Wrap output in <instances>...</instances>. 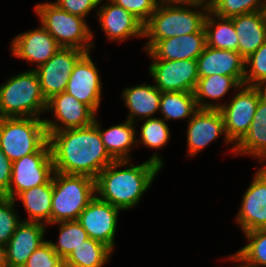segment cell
<instances>
[{"label": "cell", "mask_w": 266, "mask_h": 267, "mask_svg": "<svg viewBox=\"0 0 266 267\" xmlns=\"http://www.w3.org/2000/svg\"><path fill=\"white\" fill-rule=\"evenodd\" d=\"M47 133L56 172L96 179L114 161L104 147L96 117L86 127Z\"/></svg>", "instance_id": "cell-1"}, {"label": "cell", "mask_w": 266, "mask_h": 267, "mask_svg": "<svg viewBox=\"0 0 266 267\" xmlns=\"http://www.w3.org/2000/svg\"><path fill=\"white\" fill-rule=\"evenodd\" d=\"M125 165H127L125 169L117 170ZM163 165L164 162L157 152L139 165L130 163V160L113 161L95 179L96 195L111 205L127 211L139 203L143 193L151 186Z\"/></svg>", "instance_id": "cell-2"}, {"label": "cell", "mask_w": 266, "mask_h": 267, "mask_svg": "<svg viewBox=\"0 0 266 267\" xmlns=\"http://www.w3.org/2000/svg\"><path fill=\"white\" fill-rule=\"evenodd\" d=\"M193 7H199V10ZM208 12L209 4L157 6L156 11L143 25V37L149 38L144 50L149 51L159 40L205 32L204 22Z\"/></svg>", "instance_id": "cell-3"}, {"label": "cell", "mask_w": 266, "mask_h": 267, "mask_svg": "<svg viewBox=\"0 0 266 267\" xmlns=\"http://www.w3.org/2000/svg\"><path fill=\"white\" fill-rule=\"evenodd\" d=\"M0 148L12 162L35 152H51L44 119L0 118Z\"/></svg>", "instance_id": "cell-4"}, {"label": "cell", "mask_w": 266, "mask_h": 267, "mask_svg": "<svg viewBox=\"0 0 266 267\" xmlns=\"http://www.w3.org/2000/svg\"><path fill=\"white\" fill-rule=\"evenodd\" d=\"M47 108L37 73L24 71L0 85V118L37 117Z\"/></svg>", "instance_id": "cell-5"}, {"label": "cell", "mask_w": 266, "mask_h": 267, "mask_svg": "<svg viewBox=\"0 0 266 267\" xmlns=\"http://www.w3.org/2000/svg\"><path fill=\"white\" fill-rule=\"evenodd\" d=\"M51 224L78 220L80 213L96 196V181L86 175L54 171Z\"/></svg>", "instance_id": "cell-6"}, {"label": "cell", "mask_w": 266, "mask_h": 267, "mask_svg": "<svg viewBox=\"0 0 266 267\" xmlns=\"http://www.w3.org/2000/svg\"><path fill=\"white\" fill-rule=\"evenodd\" d=\"M40 24L53 36L57 44L64 48H76L90 52L93 31L87 21L77 15L62 10L54 2H45L35 6Z\"/></svg>", "instance_id": "cell-7"}, {"label": "cell", "mask_w": 266, "mask_h": 267, "mask_svg": "<svg viewBox=\"0 0 266 267\" xmlns=\"http://www.w3.org/2000/svg\"><path fill=\"white\" fill-rule=\"evenodd\" d=\"M230 103H219V110L224 119L228 139L232 142V152L235 145L248 132L256 112L260 95L254 86L241 85Z\"/></svg>", "instance_id": "cell-8"}, {"label": "cell", "mask_w": 266, "mask_h": 267, "mask_svg": "<svg viewBox=\"0 0 266 267\" xmlns=\"http://www.w3.org/2000/svg\"><path fill=\"white\" fill-rule=\"evenodd\" d=\"M151 60L149 73L161 92H194L199 79L196 60Z\"/></svg>", "instance_id": "cell-9"}, {"label": "cell", "mask_w": 266, "mask_h": 267, "mask_svg": "<svg viewBox=\"0 0 266 267\" xmlns=\"http://www.w3.org/2000/svg\"><path fill=\"white\" fill-rule=\"evenodd\" d=\"M53 174L51 152H35L14 161L8 198L16 200L21 192L46 184Z\"/></svg>", "instance_id": "cell-10"}, {"label": "cell", "mask_w": 266, "mask_h": 267, "mask_svg": "<svg viewBox=\"0 0 266 267\" xmlns=\"http://www.w3.org/2000/svg\"><path fill=\"white\" fill-rule=\"evenodd\" d=\"M85 53L76 48L60 47L46 63L34 68L46 100L66 90L73 68Z\"/></svg>", "instance_id": "cell-11"}, {"label": "cell", "mask_w": 266, "mask_h": 267, "mask_svg": "<svg viewBox=\"0 0 266 267\" xmlns=\"http://www.w3.org/2000/svg\"><path fill=\"white\" fill-rule=\"evenodd\" d=\"M47 111H52L55 115V120L44 119L47 132L86 127L94 122L97 115L89 106L66 91L47 100Z\"/></svg>", "instance_id": "cell-12"}, {"label": "cell", "mask_w": 266, "mask_h": 267, "mask_svg": "<svg viewBox=\"0 0 266 267\" xmlns=\"http://www.w3.org/2000/svg\"><path fill=\"white\" fill-rule=\"evenodd\" d=\"M119 211L121 209L95 196L77 221L89 238L105 244L113 251Z\"/></svg>", "instance_id": "cell-13"}, {"label": "cell", "mask_w": 266, "mask_h": 267, "mask_svg": "<svg viewBox=\"0 0 266 267\" xmlns=\"http://www.w3.org/2000/svg\"><path fill=\"white\" fill-rule=\"evenodd\" d=\"M261 165L244 193L236 217V223L243 233L266 229V166Z\"/></svg>", "instance_id": "cell-14"}, {"label": "cell", "mask_w": 266, "mask_h": 267, "mask_svg": "<svg viewBox=\"0 0 266 267\" xmlns=\"http://www.w3.org/2000/svg\"><path fill=\"white\" fill-rule=\"evenodd\" d=\"M65 91L98 114L102 97V84L99 71L91 59L90 52H86L76 63Z\"/></svg>", "instance_id": "cell-15"}, {"label": "cell", "mask_w": 266, "mask_h": 267, "mask_svg": "<svg viewBox=\"0 0 266 267\" xmlns=\"http://www.w3.org/2000/svg\"><path fill=\"white\" fill-rule=\"evenodd\" d=\"M220 135H224V143L231 145L228 139L222 113L218 109H199L188 122L187 146L188 155L196 156Z\"/></svg>", "instance_id": "cell-16"}, {"label": "cell", "mask_w": 266, "mask_h": 267, "mask_svg": "<svg viewBox=\"0 0 266 267\" xmlns=\"http://www.w3.org/2000/svg\"><path fill=\"white\" fill-rule=\"evenodd\" d=\"M12 55L19 59L35 62L38 68L46 63L60 48L53 36L41 25L13 38Z\"/></svg>", "instance_id": "cell-17"}, {"label": "cell", "mask_w": 266, "mask_h": 267, "mask_svg": "<svg viewBox=\"0 0 266 267\" xmlns=\"http://www.w3.org/2000/svg\"><path fill=\"white\" fill-rule=\"evenodd\" d=\"M196 62L199 78L214 74L232 76L244 85L245 59L237 51L205 46Z\"/></svg>", "instance_id": "cell-18"}, {"label": "cell", "mask_w": 266, "mask_h": 267, "mask_svg": "<svg viewBox=\"0 0 266 267\" xmlns=\"http://www.w3.org/2000/svg\"><path fill=\"white\" fill-rule=\"evenodd\" d=\"M96 15L109 41H124L131 37L143 38V24L127 10L106 0Z\"/></svg>", "instance_id": "cell-19"}, {"label": "cell", "mask_w": 266, "mask_h": 267, "mask_svg": "<svg viewBox=\"0 0 266 267\" xmlns=\"http://www.w3.org/2000/svg\"><path fill=\"white\" fill-rule=\"evenodd\" d=\"M46 225L21 221L6 247L8 267H23L31 254L45 242Z\"/></svg>", "instance_id": "cell-20"}, {"label": "cell", "mask_w": 266, "mask_h": 267, "mask_svg": "<svg viewBox=\"0 0 266 267\" xmlns=\"http://www.w3.org/2000/svg\"><path fill=\"white\" fill-rule=\"evenodd\" d=\"M205 46L206 32H196L159 40L146 53L151 59L197 60Z\"/></svg>", "instance_id": "cell-21"}, {"label": "cell", "mask_w": 266, "mask_h": 267, "mask_svg": "<svg viewBox=\"0 0 266 267\" xmlns=\"http://www.w3.org/2000/svg\"><path fill=\"white\" fill-rule=\"evenodd\" d=\"M230 19L238 35V52L246 59L266 42V11L237 15Z\"/></svg>", "instance_id": "cell-22"}, {"label": "cell", "mask_w": 266, "mask_h": 267, "mask_svg": "<svg viewBox=\"0 0 266 267\" xmlns=\"http://www.w3.org/2000/svg\"><path fill=\"white\" fill-rule=\"evenodd\" d=\"M125 106L129 109L127 120L137 123L136 118H153L160 110L161 91L155 85L143 84L125 88L121 93Z\"/></svg>", "instance_id": "cell-23"}, {"label": "cell", "mask_w": 266, "mask_h": 267, "mask_svg": "<svg viewBox=\"0 0 266 267\" xmlns=\"http://www.w3.org/2000/svg\"><path fill=\"white\" fill-rule=\"evenodd\" d=\"M134 125L133 122L125 120L124 123L103 130L96 118V127L99 130L104 147L114 161L131 159L130 149L135 146L134 144H137L135 134L138 133L135 131Z\"/></svg>", "instance_id": "cell-24"}, {"label": "cell", "mask_w": 266, "mask_h": 267, "mask_svg": "<svg viewBox=\"0 0 266 267\" xmlns=\"http://www.w3.org/2000/svg\"><path fill=\"white\" fill-rule=\"evenodd\" d=\"M236 154L252 155L259 162L266 161V102L259 100L248 132L235 145Z\"/></svg>", "instance_id": "cell-25"}, {"label": "cell", "mask_w": 266, "mask_h": 267, "mask_svg": "<svg viewBox=\"0 0 266 267\" xmlns=\"http://www.w3.org/2000/svg\"><path fill=\"white\" fill-rule=\"evenodd\" d=\"M53 182L52 178L43 185L21 192L16 199L21 200L23 207L28 212V218L24 221L51 224Z\"/></svg>", "instance_id": "cell-26"}, {"label": "cell", "mask_w": 266, "mask_h": 267, "mask_svg": "<svg viewBox=\"0 0 266 267\" xmlns=\"http://www.w3.org/2000/svg\"><path fill=\"white\" fill-rule=\"evenodd\" d=\"M241 84L232 76L214 74L208 77L199 78L194 96L199 109H218L216 102H207L206 99L220 100L225 96L230 88L239 89Z\"/></svg>", "instance_id": "cell-27"}, {"label": "cell", "mask_w": 266, "mask_h": 267, "mask_svg": "<svg viewBox=\"0 0 266 267\" xmlns=\"http://www.w3.org/2000/svg\"><path fill=\"white\" fill-rule=\"evenodd\" d=\"M204 29L206 46L238 52V35L230 18L219 17L209 11L204 22Z\"/></svg>", "instance_id": "cell-28"}, {"label": "cell", "mask_w": 266, "mask_h": 267, "mask_svg": "<svg viewBox=\"0 0 266 267\" xmlns=\"http://www.w3.org/2000/svg\"><path fill=\"white\" fill-rule=\"evenodd\" d=\"M112 250L105 244L88 238L64 260L65 267H103L111 258Z\"/></svg>", "instance_id": "cell-29"}, {"label": "cell", "mask_w": 266, "mask_h": 267, "mask_svg": "<svg viewBox=\"0 0 266 267\" xmlns=\"http://www.w3.org/2000/svg\"><path fill=\"white\" fill-rule=\"evenodd\" d=\"M199 110L194 92H161L160 113L163 120L186 119Z\"/></svg>", "instance_id": "cell-30"}, {"label": "cell", "mask_w": 266, "mask_h": 267, "mask_svg": "<svg viewBox=\"0 0 266 267\" xmlns=\"http://www.w3.org/2000/svg\"><path fill=\"white\" fill-rule=\"evenodd\" d=\"M250 241L229 259L245 267H266V229H257L244 233Z\"/></svg>", "instance_id": "cell-31"}, {"label": "cell", "mask_w": 266, "mask_h": 267, "mask_svg": "<svg viewBox=\"0 0 266 267\" xmlns=\"http://www.w3.org/2000/svg\"><path fill=\"white\" fill-rule=\"evenodd\" d=\"M53 224H57V226L59 224L58 242L49 241V243L63 260L69 256L74 248H77L89 238L87 232L77 220L61 221Z\"/></svg>", "instance_id": "cell-32"}, {"label": "cell", "mask_w": 266, "mask_h": 267, "mask_svg": "<svg viewBox=\"0 0 266 267\" xmlns=\"http://www.w3.org/2000/svg\"><path fill=\"white\" fill-rule=\"evenodd\" d=\"M209 11L216 16H233L266 11V0H209Z\"/></svg>", "instance_id": "cell-33"}, {"label": "cell", "mask_w": 266, "mask_h": 267, "mask_svg": "<svg viewBox=\"0 0 266 267\" xmlns=\"http://www.w3.org/2000/svg\"><path fill=\"white\" fill-rule=\"evenodd\" d=\"M140 128L141 139H137V143H143L152 149H160L169 142L171 135L169 126L160 116L146 119Z\"/></svg>", "instance_id": "cell-34"}, {"label": "cell", "mask_w": 266, "mask_h": 267, "mask_svg": "<svg viewBox=\"0 0 266 267\" xmlns=\"http://www.w3.org/2000/svg\"><path fill=\"white\" fill-rule=\"evenodd\" d=\"M16 200L0 196V244L6 246L12 237L18 224L20 216L15 212Z\"/></svg>", "instance_id": "cell-35"}, {"label": "cell", "mask_w": 266, "mask_h": 267, "mask_svg": "<svg viewBox=\"0 0 266 267\" xmlns=\"http://www.w3.org/2000/svg\"><path fill=\"white\" fill-rule=\"evenodd\" d=\"M262 81H266V42L245 59L244 85L255 86Z\"/></svg>", "instance_id": "cell-36"}, {"label": "cell", "mask_w": 266, "mask_h": 267, "mask_svg": "<svg viewBox=\"0 0 266 267\" xmlns=\"http://www.w3.org/2000/svg\"><path fill=\"white\" fill-rule=\"evenodd\" d=\"M23 267H65L64 260L52 248L49 241L41 244Z\"/></svg>", "instance_id": "cell-37"}, {"label": "cell", "mask_w": 266, "mask_h": 267, "mask_svg": "<svg viewBox=\"0 0 266 267\" xmlns=\"http://www.w3.org/2000/svg\"><path fill=\"white\" fill-rule=\"evenodd\" d=\"M115 4L121 6L134 17H136L143 25L149 20L151 15L156 11V0H111Z\"/></svg>", "instance_id": "cell-38"}, {"label": "cell", "mask_w": 266, "mask_h": 267, "mask_svg": "<svg viewBox=\"0 0 266 267\" xmlns=\"http://www.w3.org/2000/svg\"><path fill=\"white\" fill-rule=\"evenodd\" d=\"M103 0H55V4L62 10L80 16L86 19L87 15L97 6L100 7V3Z\"/></svg>", "instance_id": "cell-39"}, {"label": "cell", "mask_w": 266, "mask_h": 267, "mask_svg": "<svg viewBox=\"0 0 266 267\" xmlns=\"http://www.w3.org/2000/svg\"><path fill=\"white\" fill-rule=\"evenodd\" d=\"M12 163L0 148V196L8 197L12 178Z\"/></svg>", "instance_id": "cell-40"}, {"label": "cell", "mask_w": 266, "mask_h": 267, "mask_svg": "<svg viewBox=\"0 0 266 267\" xmlns=\"http://www.w3.org/2000/svg\"><path fill=\"white\" fill-rule=\"evenodd\" d=\"M157 5H201L209 4V0H156Z\"/></svg>", "instance_id": "cell-41"}, {"label": "cell", "mask_w": 266, "mask_h": 267, "mask_svg": "<svg viewBox=\"0 0 266 267\" xmlns=\"http://www.w3.org/2000/svg\"><path fill=\"white\" fill-rule=\"evenodd\" d=\"M254 87L260 95V100L266 102V81L259 82Z\"/></svg>", "instance_id": "cell-42"}, {"label": "cell", "mask_w": 266, "mask_h": 267, "mask_svg": "<svg viewBox=\"0 0 266 267\" xmlns=\"http://www.w3.org/2000/svg\"><path fill=\"white\" fill-rule=\"evenodd\" d=\"M0 267H8L6 247L0 244Z\"/></svg>", "instance_id": "cell-43"}, {"label": "cell", "mask_w": 266, "mask_h": 267, "mask_svg": "<svg viewBox=\"0 0 266 267\" xmlns=\"http://www.w3.org/2000/svg\"><path fill=\"white\" fill-rule=\"evenodd\" d=\"M236 267H245V266L239 263V265L236 266Z\"/></svg>", "instance_id": "cell-44"}]
</instances>
